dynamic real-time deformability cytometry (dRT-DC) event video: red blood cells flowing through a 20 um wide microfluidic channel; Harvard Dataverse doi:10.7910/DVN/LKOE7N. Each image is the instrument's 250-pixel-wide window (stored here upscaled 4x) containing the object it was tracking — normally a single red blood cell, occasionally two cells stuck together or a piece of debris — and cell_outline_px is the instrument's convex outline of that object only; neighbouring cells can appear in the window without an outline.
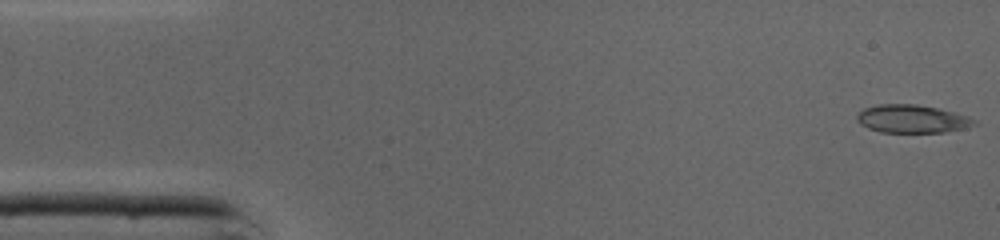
{"species": "common noctule bat (a hibernating species)", "species_latin": "Nyctalus noctula", "temperature_condition": "cold", "stored_images_in_passage": 45, "camera_frame_rate_fps": 3000, "um_per_image_px": 0.085, "animal": {"sex": "male", "body_mass_g": 19.0, "forearm_length_mm": 50.8}, "frame": {"image": 1, "passage_image": 1, "time_ms": 0.0, "image_size_px": [1000, 240], "cell_outline_px": [[980, 124], [964, 128], [944, 132], [880, 132], [868, 128], [860, 124], [856, 120], [856, 116], [864, 108], [880, 104], [916, 104], [936, 108], [968, 116], [976, 120]], "centroid_in_image_um": [77.53, 10.11], "position_along_channel_um": 7.5, "area_um2": 19.13}}
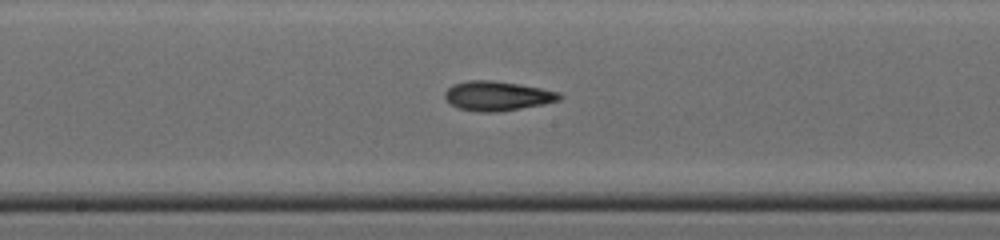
{"frame": {"image": 2, "passage_image": 23, "time_ms": 7.333, "image_size_px": [1000, 240], "cell_outline_px": [[564, 96], [560, 100], [544, 104], [496, 112], [480, 112], [460, 108], [452, 104], [444, 96], [444, 92], [452, 84], [468, 80], [492, 80], [520, 84], [560, 92]], "centroid_in_image_um": [42.29, 8.14], "position_along_channel_um": 205.9, "area_um2": 19.65}}
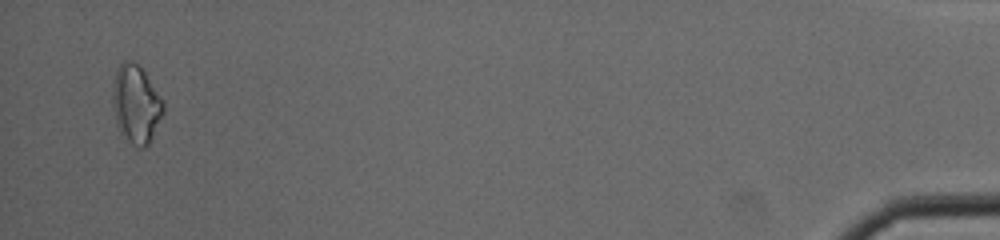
{"frame": {"image": 3, "passage_image": 44, "time_ms": 14.333, "image_size_px": [1000, 240], "cell_outline_px": [[164, 112], [148, 144], [144, 148], [140, 148], [132, 144], [128, 140], [116, 124], [112, 104], [112, 92], [116, 72], [120, 64], [124, 60], [132, 60], [140, 64], [164, 100]], "centroid_in_image_um": [11.57, 8.8], "position_along_channel_um": 423.6, "area_um2": 23.18}, "authors_computed_cell_mechanics": {"area_um2": 19.0162, "velocity_mm_per_s": 4.3797, "shape_relaxation_time_tau1_ms": 5.3695, "shape_relaxation_time_tau2_ms": 5.6161, "deformation_change_tau1": 0.1728, "deformation_change_tau2": 0.1641}}